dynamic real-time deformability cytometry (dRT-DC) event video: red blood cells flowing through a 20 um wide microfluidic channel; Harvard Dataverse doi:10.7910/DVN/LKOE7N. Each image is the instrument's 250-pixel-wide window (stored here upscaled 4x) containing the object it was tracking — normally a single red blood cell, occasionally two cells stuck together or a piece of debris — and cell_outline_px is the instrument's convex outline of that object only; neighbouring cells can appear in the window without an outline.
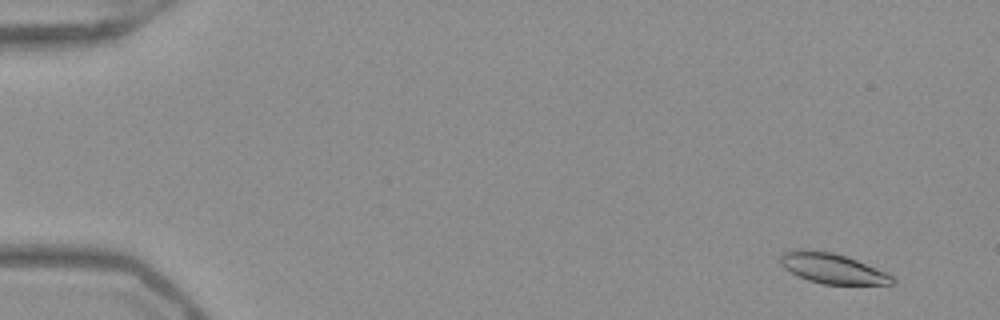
{"species": "Egyptian fruit bat (a non-hibernating species)", "species_latin": "Rousettus aegyptiacus", "temperature_condition": "warm", "stored_images_in_passage": 53, "camera_frame_rate_fps": 3000, "um_per_image_px": 0.085, "frame": {"image": 1, "passage_image": 4, "time_ms": 1.0, "image_size_px": [1000, 320], "cell_outline_px": [[896, 284], [824, 284], [808, 280], [784, 268], [780, 264], [780, 256], [784, 252], [792, 248], [804, 248], [832, 252], [856, 260], [884, 272], [892, 276], [896, 280]], "centroid_in_image_um": [70.69, 22.79], "position_along_channel_um": 14.3, "area_um2": 19.59}}
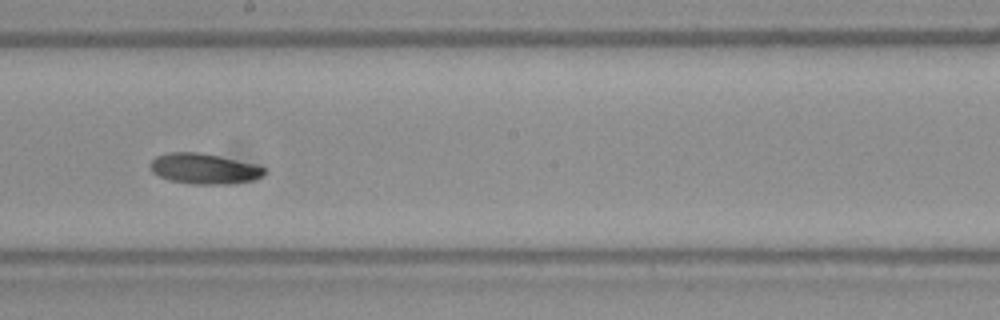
{"frame": {"image": 2, "passage_image": 31, "time_ms": 10.0, "image_size_px": [1000, 320], "cell_outline_px": [[264, 176], [252, 180], [228, 184], [192, 184], [168, 180], [152, 172], [148, 164], [156, 156], [168, 152], [196, 152], [220, 156], [256, 164], [264, 168]], "centroid_in_image_um": [17.32, 14.34], "position_along_channel_um": 230.9, "area_um2": 20.35}}
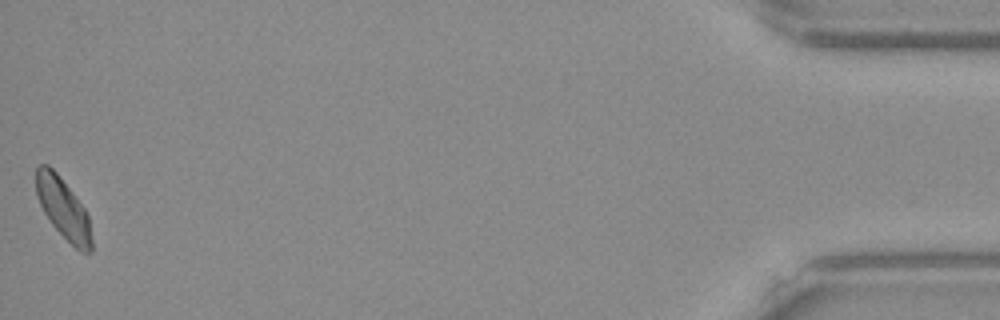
{"frame": {"image": 3, "passage_image": 53, "time_ms": 17.333, "image_size_px": [1000, 320], "cell_outline_px": [[92, 252], [80, 252], [52, 224], [44, 212], [36, 196], [36, 168], [40, 164], [48, 164], [56, 172], [72, 192], [84, 208], [88, 216], [92, 240]], "centroid_in_image_um": [5.37, 17.71], "position_along_channel_um": 429.8, "area_um2": 19.31}, "authors_computed_cell_mechanics": {"area_um2": 20.1722, "velocity_mm_per_s": 3.9351, "shape_relaxation_time_tau1_ms": 3.7004, "shape_relaxation_time_tau2_ms": null, "deformation_change_tau1": 0.0939, "deformation_change_tau2": null}}